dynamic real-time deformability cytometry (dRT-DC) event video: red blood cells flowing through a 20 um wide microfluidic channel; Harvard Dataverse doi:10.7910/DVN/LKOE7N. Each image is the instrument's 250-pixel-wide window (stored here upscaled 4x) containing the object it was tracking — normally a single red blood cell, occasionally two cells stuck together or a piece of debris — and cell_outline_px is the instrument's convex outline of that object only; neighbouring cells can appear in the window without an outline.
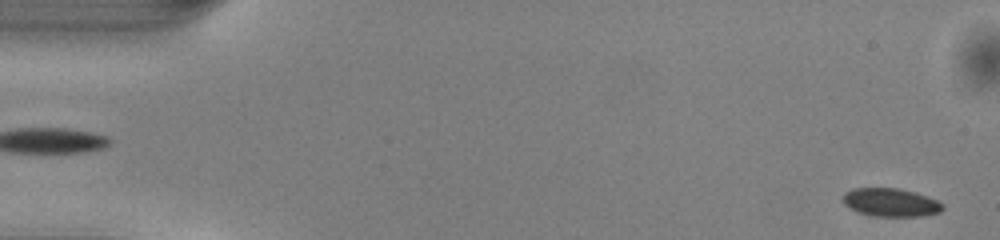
{"species": "common noctule bat (a hibernating species)", "species_latin": "Nyctalus noctula", "temperature_condition": "warm", "stored_images_in_passage": 49, "camera_frame_rate_fps": 3000, "um_per_image_px": 0.085, "animal": {"sex": "male", "body_mass_g": 13.0, "forearm_length_mm": 53.1}, "frame": {"image": 1, "passage_image": 1, "time_ms": 0.0, "image_size_px": [1000, 240], "cell_outline_px": [[944, 208], [940, 212], [924, 216], [872, 216], [856, 212], [848, 208], [844, 204], [844, 192], [852, 188], [900, 188], [916, 192], [928, 196], [944, 204]], "centroid_in_image_um": [75.71, 17.2], "position_along_channel_um": 9.3, "area_um2": 16.7}}
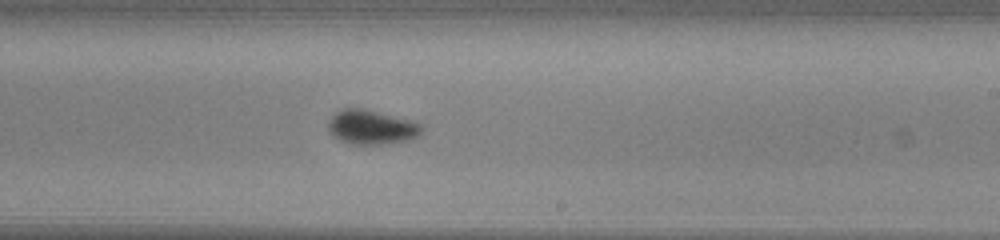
{"frame": {"image": 2, "passage_image": 29, "time_ms": 9.333, "image_size_px": [1000, 240], "cell_outline_px": [[424, 128], [420, 136], [408, 140], [384, 144], [348, 144], [332, 136], [328, 128], [328, 120], [336, 112], [344, 108], [360, 108], [412, 120], [420, 124]], "centroid_in_image_um": [31.58, 10.82], "position_along_channel_um": 257.4, "area_um2": 18.79}}
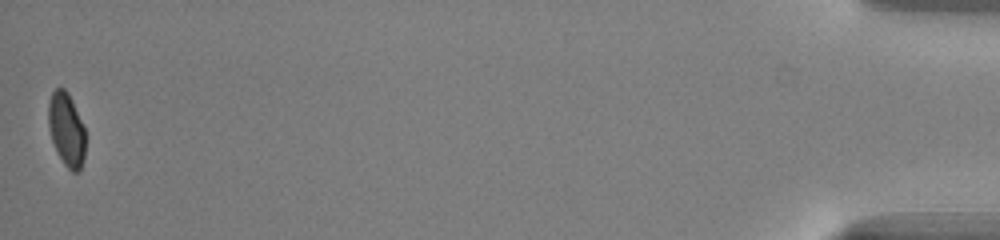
{"frame": {"image": 3, "passage_image": 49, "time_ms": 16.0, "image_size_px": [1000, 240], "cell_outline_px": [[84, 160], [80, 172], [72, 172], [64, 164], [52, 140], [48, 124], [48, 104], [52, 92], [56, 88], [64, 88], [68, 92], [72, 100], [84, 128]], "centroid_in_image_um": [5.65, 11.01], "position_along_channel_um": 429.6, "area_um2": 15.66}, "authors_computed_cell_mechanics": {"area_um2": 17.34, "velocity_mm_per_s": 4.0959, "shape_relaxation_time_tau1_ms": 2.5528, "shape_relaxation_time_tau2_ms": null, "deformation_change_tau1": 0.0779, "deformation_change_tau2": null}}